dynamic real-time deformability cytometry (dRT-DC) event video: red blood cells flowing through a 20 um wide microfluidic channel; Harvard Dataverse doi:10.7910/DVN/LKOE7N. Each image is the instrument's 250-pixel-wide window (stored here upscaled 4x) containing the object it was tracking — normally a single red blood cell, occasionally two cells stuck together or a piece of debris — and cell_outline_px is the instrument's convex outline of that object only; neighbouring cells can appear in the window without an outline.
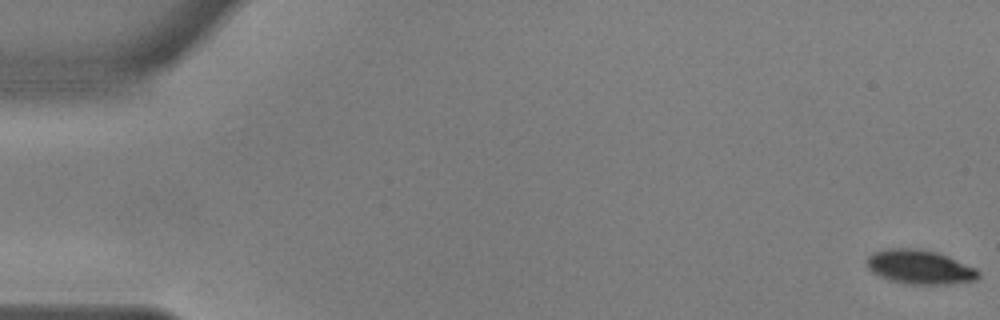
{"species": "common noctule bat (a hibernating species)", "species_latin": "Nyctalus noctula", "temperature_condition": "warm", "stored_images_in_passage": 56, "camera_frame_rate_fps": 3000, "um_per_image_px": 0.085, "animal": {"sex": "male", "body_mass_g": 17.9, "forearm_length_mm": 54.2}, "frame": {"image": 1, "passage_image": 1, "time_ms": 0.0, "image_size_px": [1000, 320], "cell_outline_px": [[980, 276], [976, 280], [944, 284], [908, 284], [892, 280], [880, 276], [872, 272], [868, 268], [868, 256], [872, 252], [888, 248], [920, 248], [936, 252], [976, 268], [980, 272]], "centroid_in_image_um": [78.18, 22.69], "position_along_channel_um": 6.8, "area_um2": 22.02}}
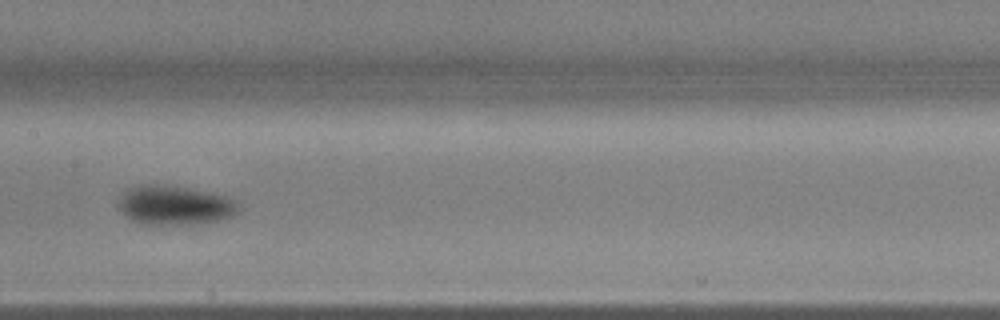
{"frame": {"image": 2, "passage_image": 29, "time_ms": 9.333, "image_size_px": [1000, 320], "cell_outline_px": [[240, 212], [232, 216], [216, 220], [176, 224], [148, 224], [132, 220], [120, 212], [120, 200], [124, 192], [128, 188], [140, 184], [156, 184], [188, 188], [208, 192], [224, 196], [232, 200], [240, 208]], "centroid_in_image_um": [14.82, 17.43], "position_along_channel_um": 192.6, "area_um2": 26.76}}
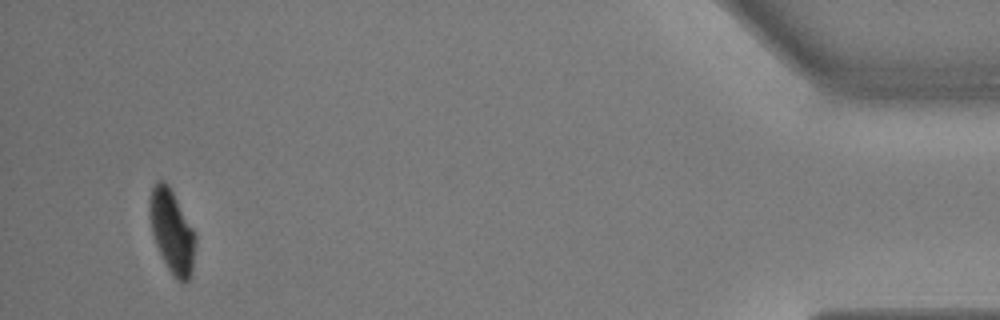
{"frame": {"image": 3, "passage_image": 54, "time_ms": 17.667, "image_size_px": [1000, 320], "cell_outline_px": [[196, 240], [192, 272], [188, 280], [184, 284], [180, 284], [176, 280], [168, 268], [156, 244], [152, 232], [148, 212], [148, 200], [152, 188], [156, 180], [164, 180], [168, 184], [192, 228], [196, 236]], "centroid_in_image_um": [14.6, 19.68], "position_along_channel_um": 420.6, "area_um2": 22.2}, "authors_computed_cell_mechanics": {"area_um2": 24.5072, "velocity_mm_per_s": 3.6167, "shape_relaxation_time_tau1_ms": 3.2649, "shape_relaxation_time_tau2_ms": null, "deformation_change_tau1": 0.1375, "deformation_change_tau2": null}}